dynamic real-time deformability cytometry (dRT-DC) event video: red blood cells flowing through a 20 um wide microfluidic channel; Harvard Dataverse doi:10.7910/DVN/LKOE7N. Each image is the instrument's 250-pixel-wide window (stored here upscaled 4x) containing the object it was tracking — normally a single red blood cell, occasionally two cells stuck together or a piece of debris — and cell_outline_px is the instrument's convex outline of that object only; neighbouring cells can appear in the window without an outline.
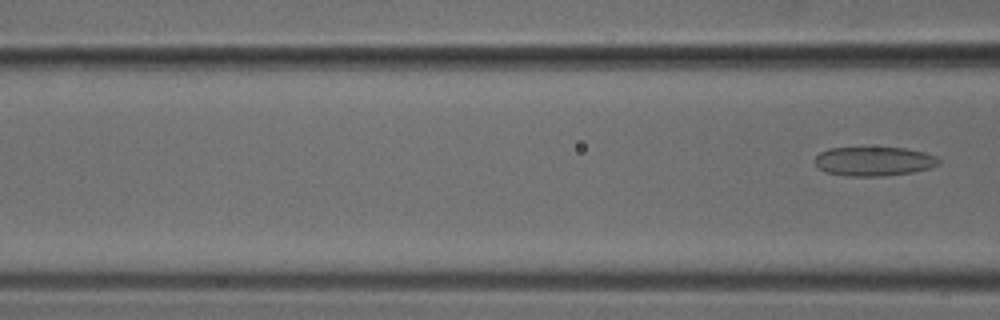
{"species": "common noctule bat (a hibernating species)", "species_latin": "Nyctalus noctula", "temperature_condition": "cold", "stored_images_in_passage": 5, "segment_of_instrument_passage": [2, 2], "camera_frame_rate_fps": 3000, "um_per_image_px": 0.085, "animal": {"sex": "male", "body_mass_g": 18.8}, "frame": {"image": 1, "passage_image": 5, "time_ms": 1.333, "image_size_px": [1000, 320], "cell_outline_px": [[940, 164], [928, 168], [912, 172], [884, 176], [848, 176], [828, 172], [820, 168], [812, 160], [820, 152], [828, 148], [868, 144], [904, 148], [924, 152], [936, 156], [940, 160]], "centroid_in_image_um": [74.25, 13.65], "position_along_channel_um": 92.4, "area_um2": 22.02}}